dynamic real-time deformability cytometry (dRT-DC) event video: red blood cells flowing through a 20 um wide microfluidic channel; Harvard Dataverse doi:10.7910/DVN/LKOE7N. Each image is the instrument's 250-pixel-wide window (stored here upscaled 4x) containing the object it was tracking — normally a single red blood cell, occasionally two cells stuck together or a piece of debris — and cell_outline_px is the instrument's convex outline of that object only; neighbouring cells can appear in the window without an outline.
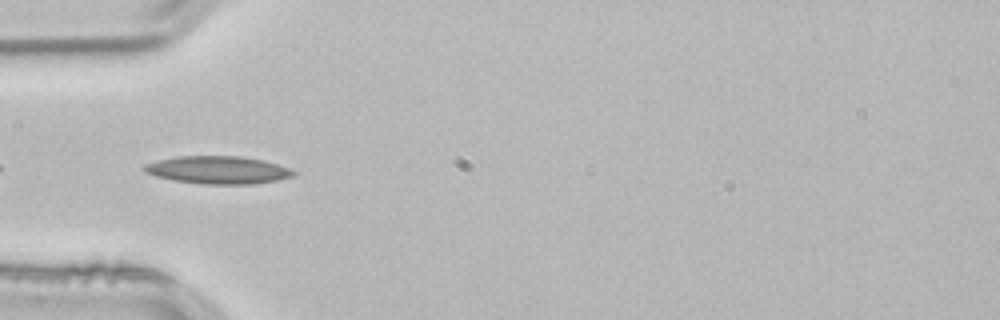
{"species": "common noctule bat (a hibernating species)", "species_latin": "Nyctalus noctula", "temperature_condition": "room temperature", "stored_images_in_passage": 10, "camera_frame_rate_fps": 3000, "um_per_image_px": 0.085, "animal": {"sex": "male", "body_mass_g": 21.5, "forearm_length_mm": 52.0}, "frame": {"image": 1, "passage_image": 2, "time_ms": 0.333, "image_size_px": [1000, 320], "cell_outline_px": [[296, 176], [276, 180], [252, 184], [204, 184], [172, 180], [156, 176], [144, 172], [140, 168], [144, 164], [176, 156], [240, 156], [264, 160], [292, 168], [296, 172]], "centroid_in_image_um": [18.54, 14.44], "position_along_channel_um": 66.5, "area_um2": 24.33}}